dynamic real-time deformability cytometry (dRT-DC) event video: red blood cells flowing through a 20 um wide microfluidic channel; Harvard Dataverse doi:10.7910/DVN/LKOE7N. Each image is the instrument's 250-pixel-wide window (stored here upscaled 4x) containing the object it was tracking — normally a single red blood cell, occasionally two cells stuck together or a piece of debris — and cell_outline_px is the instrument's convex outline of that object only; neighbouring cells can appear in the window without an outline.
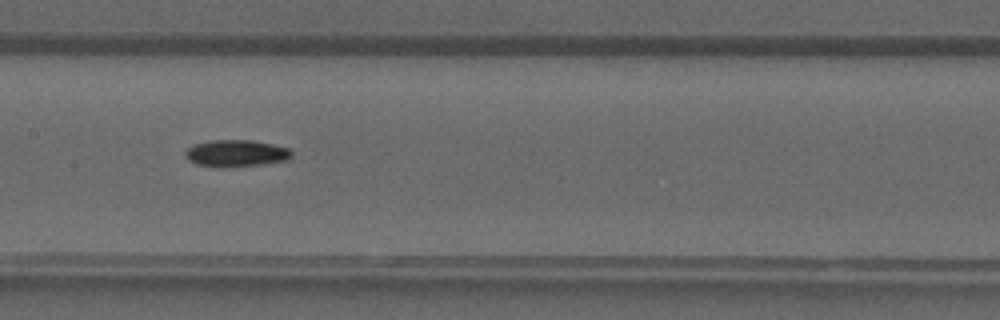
{"species": "common noctule bat (a hibernating species)", "species_latin": "Nyctalus noctula", "temperature_condition": "warm", "stored_images_in_passage": 34, "camera_frame_rate_fps": 3000, "um_per_image_px": 0.085, "animal": {"sex": "male", "forearm_length_mm": 52.5}, "frame": {"image": 1, "passage_image": 19, "time_ms": 6.0, "image_size_px": [1000, 320], "cell_outline_px": [[292, 156], [288, 160], [260, 164], [196, 164], [188, 160], [184, 156], [184, 152], [192, 144], [212, 140], [252, 140], [272, 144], [288, 148], [292, 152]], "centroid_in_image_um": [20.07, 12.97], "position_along_channel_um": 187.3, "area_um2": 15.84}}
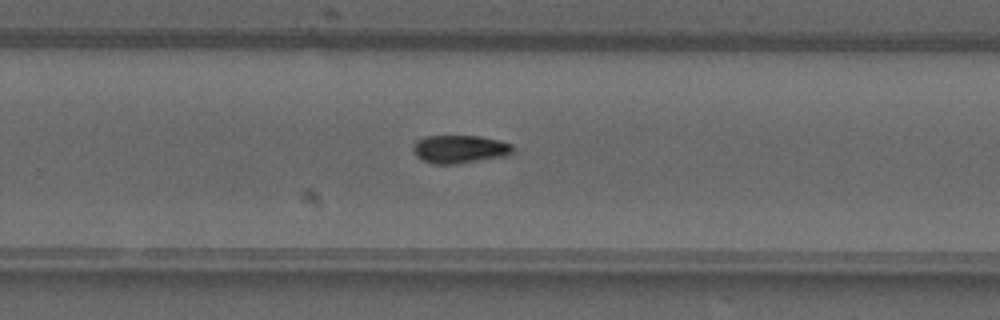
{"frame": {"image": 2, "passage_image": 25, "time_ms": 8.0, "image_size_px": [1000, 320], "cell_outline_px": [[512, 152], [508, 156], [456, 164], [436, 164], [424, 160], [416, 156], [412, 148], [412, 144], [416, 140], [424, 136], [480, 136], [500, 140], [512, 144]], "centroid_in_image_um": [39.07, 12.67], "position_along_channel_um": 290.7, "area_um2": 16.47}}
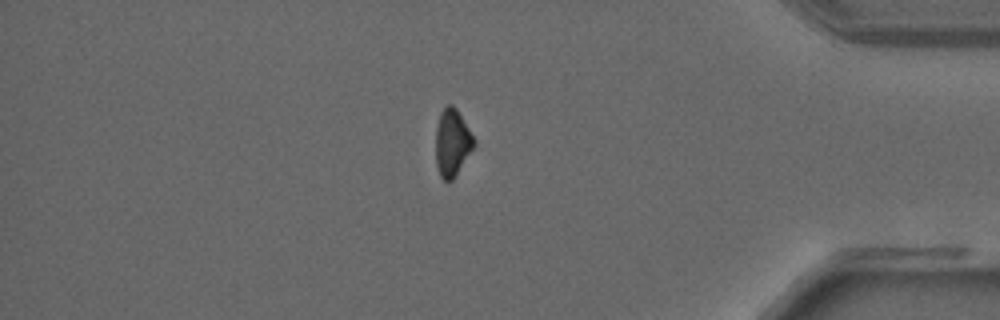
{"frame": {"image": 3, "passage_image": 33, "time_ms": 10.667, "image_size_px": [1000, 320], "cell_outline_px": [[476, 144], [452, 180], [444, 180], [440, 176], [436, 164], [436, 128], [440, 112], [448, 104], [452, 104], [456, 108], [476, 140]], "centroid_in_image_um": [38.44, 12.1], "position_along_channel_um": 396.8, "area_um2": 14.85}}